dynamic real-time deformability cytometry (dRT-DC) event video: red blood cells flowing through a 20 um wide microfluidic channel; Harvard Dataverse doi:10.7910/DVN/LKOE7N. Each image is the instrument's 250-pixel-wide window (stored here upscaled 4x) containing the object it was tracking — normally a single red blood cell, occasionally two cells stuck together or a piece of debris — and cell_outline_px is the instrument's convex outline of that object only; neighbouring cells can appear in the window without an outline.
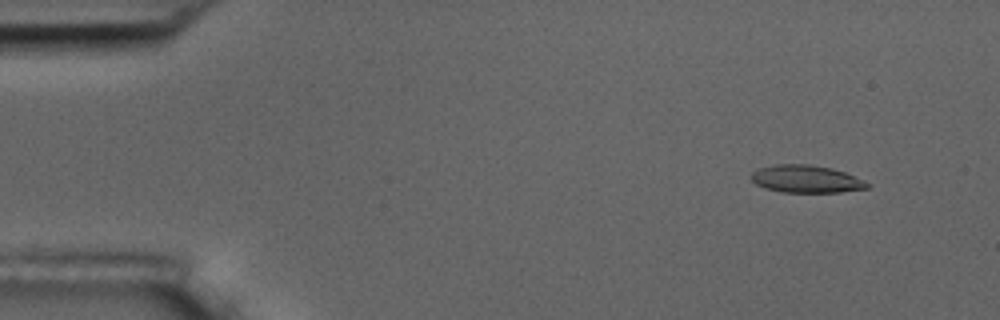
{"species": "common noctule bat (a hibernating species)", "species_latin": "Nyctalus noctula", "temperature_condition": "room temperature", "stored_images_in_passage": 5, "camera_frame_rate_fps": 3000, "um_per_image_px": 0.085, "animal": {"sex": "male", "body_mass_g": 17.5, "forearm_length_mm": 52.3}, "frame": {"image": 1, "passage_image": 2, "time_ms": 1.333, "image_size_px": [1000, 320], "cell_outline_px": [[868, 188], [840, 192], [784, 192], [764, 188], [756, 184], [752, 180], [752, 172], [760, 168], [776, 164], [808, 164], [832, 168], [844, 172], [864, 180], [868, 184]], "centroid_in_image_um": [68.52, 15.21], "position_along_channel_um": 16.5, "area_um2": 18.44}}
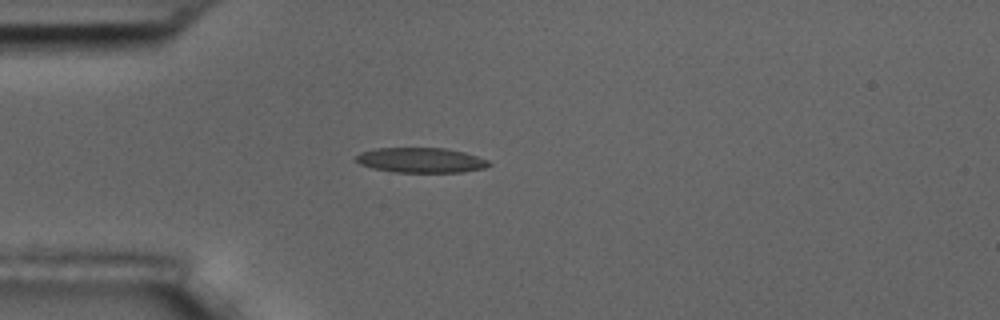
{"frame": {"image": 2, "passage_image": 5, "time_ms": 4.667, "image_size_px": [1000, 320], "cell_outline_px": [[492, 164], [484, 168], [460, 172], [396, 172], [372, 168], [360, 164], [356, 160], [356, 156], [360, 152], [372, 148], [444, 148], [464, 152], [488, 160]], "centroid_in_image_um": [35.75, 13.61], "position_along_channel_um": 49.2, "area_um2": 19.31}}